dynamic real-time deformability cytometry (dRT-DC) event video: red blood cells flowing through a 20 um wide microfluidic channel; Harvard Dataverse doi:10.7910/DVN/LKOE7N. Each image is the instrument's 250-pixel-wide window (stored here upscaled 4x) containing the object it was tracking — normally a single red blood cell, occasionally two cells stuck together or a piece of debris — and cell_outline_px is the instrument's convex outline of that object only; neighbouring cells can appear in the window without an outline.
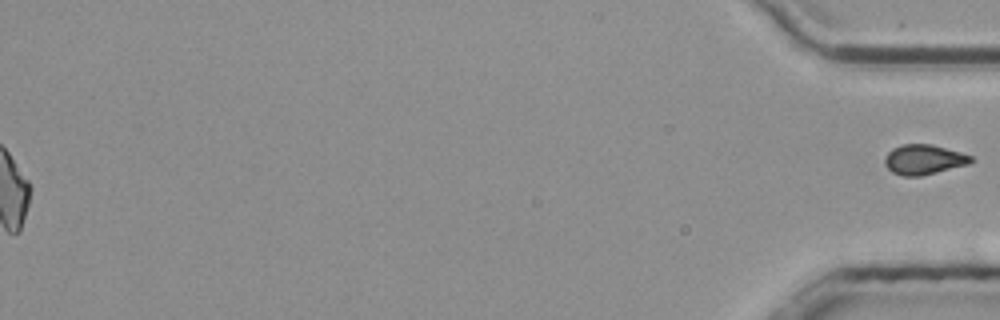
{"species": "common noctule bat (a hibernating species)", "species_latin": "Nyctalus noctula", "temperature_condition": "room temperature", "stored_images_in_passage": 41, "segment_of_instrument_passage": [2, 2], "camera_frame_rate_fps": 3000, "um_per_image_px": 0.085, "animal": {"sex": "male", "body_mass_g": 20.4}, "frame": {"image": 1, "passage_image": 41, "time_ms": 13.333, "image_size_px": [1000, 320], "cell_outline_px": [[972, 160], [968, 164], [920, 176], [904, 176], [892, 172], [884, 164], [884, 160], [888, 152], [892, 148], [904, 144], [932, 144], [960, 152], [972, 156]], "centroid_in_image_um": [78.49, 13.55], "position_along_channel_um": 356.7, "area_um2": 14.85}}